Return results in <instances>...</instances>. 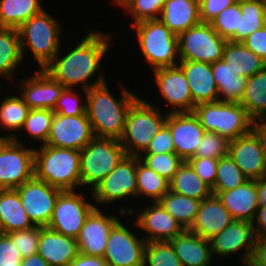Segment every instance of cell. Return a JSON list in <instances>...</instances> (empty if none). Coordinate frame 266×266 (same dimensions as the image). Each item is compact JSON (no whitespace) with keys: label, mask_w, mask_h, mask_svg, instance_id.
I'll list each match as a JSON object with an SVG mask.
<instances>
[{"label":"cell","mask_w":266,"mask_h":266,"mask_svg":"<svg viewBox=\"0 0 266 266\" xmlns=\"http://www.w3.org/2000/svg\"><path fill=\"white\" fill-rule=\"evenodd\" d=\"M182 266H210L213 254L211 243L188 230L169 241Z\"/></svg>","instance_id":"4316f807"},{"label":"cell","mask_w":266,"mask_h":266,"mask_svg":"<svg viewBox=\"0 0 266 266\" xmlns=\"http://www.w3.org/2000/svg\"><path fill=\"white\" fill-rule=\"evenodd\" d=\"M142 153H175L174 142L169 128L164 125L151 139L148 147Z\"/></svg>","instance_id":"816d5d0a"},{"label":"cell","mask_w":266,"mask_h":266,"mask_svg":"<svg viewBox=\"0 0 266 266\" xmlns=\"http://www.w3.org/2000/svg\"><path fill=\"white\" fill-rule=\"evenodd\" d=\"M233 221L234 218L218 196L212 195L201 201L196 218L188 231L210 241Z\"/></svg>","instance_id":"603a6c76"},{"label":"cell","mask_w":266,"mask_h":266,"mask_svg":"<svg viewBox=\"0 0 266 266\" xmlns=\"http://www.w3.org/2000/svg\"><path fill=\"white\" fill-rule=\"evenodd\" d=\"M74 88H65L57 100L54 112L63 116H78L86 113V102L81 104Z\"/></svg>","instance_id":"c3c4849f"},{"label":"cell","mask_w":266,"mask_h":266,"mask_svg":"<svg viewBox=\"0 0 266 266\" xmlns=\"http://www.w3.org/2000/svg\"><path fill=\"white\" fill-rule=\"evenodd\" d=\"M240 16H242L240 4L235 3L221 11L210 22V25L220 37L236 42V30H239Z\"/></svg>","instance_id":"ee69618b"},{"label":"cell","mask_w":266,"mask_h":266,"mask_svg":"<svg viewBox=\"0 0 266 266\" xmlns=\"http://www.w3.org/2000/svg\"><path fill=\"white\" fill-rule=\"evenodd\" d=\"M259 206H266V175L256 179Z\"/></svg>","instance_id":"680465c9"},{"label":"cell","mask_w":266,"mask_h":266,"mask_svg":"<svg viewBox=\"0 0 266 266\" xmlns=\"http://www.w3.org/2000/svg\"><path fill=\"white\" fill-rule=\"evenodd\" d=\"M23 59L18 29L0 27V77L11 80Z\"/></svg>","instance_id":"e575fe53"},{"label":"cell","mask_w":266,"mask_h":266,"mask_svg":"<svg viewBox=\"0 0 266 266\" xmlns=\"http://www.w3.org/2000/svg\"><path fill=\"white\" fill-rule=\"evenodd\" d=\"M146 207L139 212L134 222L148 234L143 236L146 242L171 241L185 231L158 202L152 201V205Z\"/></svg>","instance_id":"7402d4cb"},{"label":"cell","mask_w":266,"mask_h":266,"mask_svg":"<svg viewBox=\"0 0 266 266\" xmlns=\"http://www.w3.org/2000/svg\"><path fill=\"white\" fill-rule=\"evenodd\" d=\"M9 135L7 134L6 136H0V149L3 147V145L9 140Z\"/></svg>","instance_id":"6125c7cd"},{"label":"cell","mask_w":266,"mask_h":266,"mask_svg":"<svg viewBox=\"0 0 266 266\" xmlns=\"http://www.w3.org/2000/svg\"><path fill=\"white\" fill-rule=\"evenodd\" d=\"M256 238L251 222L234 220L210 240L213 257L214 254L229 256L243 249L242 264H245L251 258Z\"/></svg>","instance_id":"d6986e66"},{"label":"cell","mask_w":266,"mask_h":266,"mask_svg":"<svg viewBox=\"0 0 266 266\" xmlns=\"http://www.w3.org/2000/svg\"><path fill=\"white\" fill-rule=\"evenodd\" d=\"M243 266H259L255 264L251 259H249Z\"/></svg>","instance_id":"e7e4bbea"},{"label":"cell","mask_w":266,"mask_h":266,"mask_svg":"<svg viewBox=\"0 0 266 266\" xmlns=\"http://www.w3.org/2000/svg\"><path fill=\"white\" fill-rule=\"evenodd\" d=\"M54 113L48 109H30L22 130H26L33 140L41 141L40 146L45 145L51 131Z\"/></svg>","instance_id":"60d3db41"},{"label":"cell","mask_w":266,"mask_h":266,"mask_svg":"<svg viewBox=\"0 0 266 266\" xmlns=\"http://www.w3.org/2000/svg\"><path fill=\"white\" fill-rule=\"evenodd\" d=\"M34 177L63 191L80 188V151L48 145L34 149Z\"/></svg>","instance_id":"3957f363"},{"label":"cell","mask_w":266,"mask_h":266,"mask_svg":"<svg viewBox=\"0 0 266 266\" xmlns=\"http://www.w3.org/2000/svg\"><path fill=\"white\" fill-rule=\"evenodd\" d=\"M238 75L249 78L266 68V61L242 42L227 41L222 58Z\"/></svg>","instance_id":"f546056e"},{"label":"cell","mask_w":266,"mask_h":266,"mask_svg":"<svg viewBox=\"0 0 266 266\" xmlns=\"http://www.w3.org/2000/svg\"><path fill=\"white\" fill-rule=\"evenodd\" d=\"M235 3L237 4H242V3H246V2H252V1H256V0H234Z\"/></svg>","instance_id":"03108f58"},{"label":"cell","mask_w":266,"mask_h":266,"mask_svg":"<svg viewBox=\"0 0 266 266\" xmlns=\"http://www.w3.org/2000/svg\"><path fill=\"white\" fill-rule=\"evenodd\" d=\"M211 65L218 88L219 101L240 103L245 91L247 78L238 75L223 59Z\"/></svg>","instance_id":"4dcf8cb0"},{"label":"cell","mask_w":266,"mask_h":266,"mask_svg":"<svg viewBox=\"0 0 266 266\" xmlns=\"http://www.w3.org/2000/svg\"><path fill=\"white\" fill-rule=\"evenodd\" d=\"M165 125L171 132L175 153L188 161L195 155L205 133L198 118L193 112L168 113Z\"/></svg>","instance_id":"ac0fdd59"},{"label":"cell","mask_w":266,"mask_h":266,"mask_svg":"<svg viewBox=\"0 0 266 266\" xmlns=\"http://www.w3.org/2000/svg\"><path fill=\"white\" fill-rule=\"evenodd\" d=\"M234 4V0H199L200 21L210 23L221 11Z\"/></svg>","instance_id":"f5cc1de1"},{"label":"cell","mask_w":266,"mask_h":266,"mask_svg":"<svg viewBox=\"0 0 266 266\" xmlns=\"http://www.w3.org/2000/svg\"><path fill=\"white\" fill-rule=\"evenodd\" d=\"M229 140L219 135L216 132H206L204 133L200 144L192 158H213L220 159L228 155L229 151Z\"/></svg>","instance_id":"f6af8a7d"},{"label":"cell","mask_w":266,"mask_h":266,"mask_svg":"<svg viewBox=\"0 0 266 266\" xmlns=\"http://www.w3.org/2000/svg\"><path fill=\"white\" fill-rule=\"evenodd\" d=\"M118 139L94 137L80 151L81 183L93 190L126 156Z\"/></svg>","instance_id":"ba28073f"},{"label":"cell","mask_w":266,"mask_h":266,"mask_svg":"<svg viewBox=\"0 0 266 266\" xmlns=\"http://www.w3.org/2000/svg\"><path fill=\"white\" fill-rule=\"evenodd\" d=\"M147 242L119 221L111 230L103 258L108 266H144Z\"/></svg>","instance_id":"5bb4252c"},{"label":"cell","mask_w":266,"mask_h":266,"mask_svg":"<svg viewBox=\"0 0 266 266\" xmlns=\"http://www.w3.org/2000/svg\"><path fill=\"white\" fill-rule=\"evenodd\" d=\"M111 38L109 34L100 31H91L77 46L65 53V55L54 57V59L43 69L53 79L59 81L65 88H72L82 84L83 91L91 87L105 83L101 73L93 83L89 79L100 69V64L105 57Z\"/></svg>","instance_id":"6da1fadb"},{"label":"cell","mask_w":266,"mask_h":266,"mask_svg":"<svg viewBox=\"0 0 266 266\" xmlns=\"http://www.w3.org/2000/svg\"><path fill=\"white\" fill-rule=\"evenodd\" d=\"M228 154L248 179L266 175V155L260 134L253 129L229 142Z\"/></svg>","instance_id":"2e32d148"},{"label":"cell","mask_w":266,"mask_h":266,"mask_svg":"<svg viewBox=\"0 0 266 266\" xmlns=\"http://www.w3.org/2000/svg\"><path fill=\"white\" fill-rule=\"evenodd\" d=\"M217 196L234 220L254 221L259 207L255 179H248L242 185L220 192Z\"/></svg>","instance_id":"484cf974"},{"label":"cell","mask_w":266,"mask_h":266,"mask_svg":"<svg viewBox=\"0 0 266 266\" xmlns=\"http://www.w3.org/2000/svg\"><path fill=\"white\" fill-rule=\"evenodd\" d=\"M153 72L161 95L173 106L168 113L193 112L196 105L183 70L177 65L155 69Z\"/></svg>","instance_id":"e0dca14e"},{"label":"cell","mask_w":266,"mask_h":266,"mask_svg":"<svg viewBox=\"0 0 266 266\" xmlns=\"http://www.w3.org/2000/svg\"><path fill=\"white\" fill-rule=\"evenodd\" d=\"M35 226L15 189H0V232L11 233Z\"/></svg>","instance_id":"f1b7e54d"},{"label":"cell","mask_w":266,"mask_h":266,"mask_svg":"<svg viewBox=\"0 0 266 266\" xmlns=\"http://www.w3.org/2000/svg\"><path fill=\"white\" fill-rule=\"evenodd\" d=\"M240 104L255 122L266 117V68L247 78Z\"/></svg>","instance_id":"d6a6232c"},{"label":"cell","mask_w":266,"mask_h":266,"mask_svg":"<svg viewBox=\"0 0 266 266\" xmlns=\"http://www.w3.org/2000/svg\"><path fill=\"white\" fill-rule=\"evenodd\" d=\"M131 27L136 30L143 56L153 70L179 64L176 62L179 57L178 36L159 19L145 20Z\"/></svg>","instance_id":"52a82bcc"},{"label":"cell","mask_w":266,"mask_h":266,"mask_svg":"<svg viewBox=\"0 0 266 266\" xmlns=\"http://www.w3.org/2000/svg\"><path fill=\"white\" fill-rule=\"evenodd\" d=\"M178 66L185 74L195 105L219 101L218 88L210 63L179 61Z\"/></svg>","instance_id":"d4e9b609"},{"label":"cell","mask_w":266,"mask_h":266,"mask_svg":"<svg viewBox=\"0 0 266 266\" xmlns=\"http://www.w3.org/2000/svg\"><path fill=\"white\" fill-rule=\"evenodd\" d=\"M37 253L50 266H67L79 254L78 243L75 238L40 226Z\"/></svg>","instance_id":"cb8c5ba5"},{"label":"cell","mask_w":266,"mask_h":266,"mask_svg":"<svg viewBox=\"0 0 266 266\" xmlns=\"http://www.w3.org/2000/svg\"><path fill=\"white\" fill-rule=\"evenodd\" d=\"M137 156L126 155L93 190L97 204L112 203L128 196H137Z\"/></svg>","instance_id":"4fadbf2b"},{"label":"cell","mask_w":266,"mask_h":266,"mask_svg":"<svg viewBox=\"0 0 266 266\" xmlns=\"http://www.w3.org/2000/svg\"><path fill=\"white\" fill-rule=\"evenodd\" d=\"M137 196L146 195L158 202L168 191L169 181L144 165L137 156Z\"/></svg>","instance_id":"8d00e7d4"},{"label":"cell","mask_w":266,"mask_h":266,"mask_svg":"<svg viewBox=\"0 0 266 266\" xmlns=\"http://www.w3.org/2000/svg\"><path fill=\"white\" fill-rule=\"evenodd\" d=\"M193 113L206 132H216L229 141L248 134L256 123L240 103H201L194 107Z\"/></svg>","instance_id":"277c9868"},{"label":"cell","mask_w":266,"mask_h":266,"mask_svg":"<svg viewBox=\"0 0 266 266\" xmlns=\"http://www.w3.org/2000/svg\"><path fill=\"white\" fill-rule=\"evenodd\" d=\"M254 129L260 134L262 138L266 155V125L262 121H258L255 123Z\"/></svg>","instance_id":"94428289"},{"label":"cell","mask_w":266,"mask_h":266,"mask_svg":"<svg viewBox=\"0 0 266 266\" xmlns=\"http://www.w3.org/2000/svg\"><path fill=\"white\" fill-rule=\"evenodd\" d=\"M119 221L115 215H106L96 207L76 238L79 253L103 257L110 232Z\"/></svg>","instance_id":"ffe728a7"},{"label":"cell","mask_w":266,"mask_h":266,"mask_svg":"<svg viewBox=\"0 0 266 266\" xmlns=\"http://www.w3.org/2000/svg\"><path fill=\"white\" fill-rule=\"evenodd\" d=\"M127 1H129V0H113V2L115 3V4H117L118 6H123Z\"/></svg>","instance_id":"be15d7a7"},{"label":"cell","mask_w":266,"mask_h":266,"mask_svg":"<svg viewBox=\"0 0 266 266\" xmlns=\"http://www.w3.org/2000/svg\"><path fill=\"white\" fill-rule=\"evenodd\" d=\"M248 178L243 174L235 161L226 155L218 160L216 170V180L212 188L213 195H218L223 191H230L242 185Z\"/></svg>","instance_id":"ab89813d"},{"label":"cell","mask_w":266,"mask_h":266,"mask_svg":"<svg viewBox=\"0 0 266 266\" xmlns=\"http://www.w3.org/2000/svg\"><path fill=\"white\" fill-rule=\"evenodd\" d=\"M0 149V189H16L34 177V148L25 147L16 134Z\"/></svg>","instance_id":"30bf717a"},{"label":"cell","mask_w":266,"mask_h":266,"mask_svg":"<svg viewBox=\"0 0 266 266\" xmlns=\"http://www.w3.org/2000/svg\"><path fill=\"white\" fill-rule=\"evenodd\" d=\"M138 157L144 165L154 170L168 181L174 177L178 168L184 162L176 153H141Z\"/></svg>","instance_id":"7bdbcfd3"},{"label":"cell","mask_w":266,"mask_h":266,"mask_svg":"<svg viewBox=\"0 0 266 266\" xmlns=\"http://www.w3.org/2000/svg\"><path fill=\"white\" fill-rule=\"evenodd\" d=\"M256 237H266V206H259L252 222Z\"/></svg>","instance_id":"6f0895ef"},{"label":"cell","mask_w":266,"mask_h":266,"mask_svg":"<svg viewBox=\"0 0 266 266\" xmlns=\"http://www.w3.org/2000/svg\"><path fill=\"white\" fill-rule=\"evenodd\" d=\"M21 266H50L38 253L22 259Z\"/></svg>","instance_id":"91938a15"},{"label":"cell","mask_w":266,"mask_h":266,"mask_svg":"<svg viewBox=\"0 0 266 266\" xmlns=\"http://www.w3.org/2000/svg\"><path fill=\"white\" fill-rule=\"evenodd\" d=\"M166 0H129L122 7L133 16L130 25L152 19H159Z\"/></svg>","instance_id":"bcb514c9"},{"label":"cell","mask_w":266,"mask_h":266,"mask_svg":"<svg viewBox=\"0 0 266 266\" xmlns=\"http://www.w3.org/2000/svg\"><path fill=\"white\" fill-rule=\"evenodd\" d=\"M227 41L219 36L210 23L200 22L178 35L177 61L215 63L223 58Z\"/></svg>","instance_id":"9c48e42d"},{"label":"cell","mask_w":266,"mask_h":266,"mask_svg":"<svg viewBox=\"0 0 266 266\" xmlns=\"http://www.w3.org/2000/svg\"><path fill=\"white\" fill-rule=\"evenodd\" d=\"M159 20L177 36L199 24V0H166Z\"/></svg>","instance_id":"83f0119b"},{"label":"cell","mask_w":266,"mask_h":266,"mask_svg":"<svg viewBox=\"0 0 266 266\" xmlns=\"http://www.w3.org/2000/svg\"><path fill=\"white\" fill-rule=\"evenodd\" d=\"M22 259L12 238L0 232V266H21Z\"/></svg>","instance_id":"f907efd6"},{"label":"cell","mask_w":266,"mask_h":266,"mask_svg":"<svg viewBox=\"0 0 266 266\" xmlns=\"http://www.w3.org/2000/svg\"><path fill=\"white\" fill-rule=\"evenodd\" d=\"M7 234L12 238L13 244L16 245L22 258L37 254L40 226L35 225L28 229Z\"/></svg>","instance_id":"7dc6e473"},{"label":"cell","mask_w":266,"mask_h":266,"mask_svg":"<svg viewBox=\"0 0 266 266\" xmlns=\"http://www.w3.org/2000/svg\"><path fill=\"white\" fill-rule=\"evenodd\" d=\"M30 108L22 96H9L2 99L0 104V125L8 132L22 130Z\"/></svg>","instance_id":"f35d334b"},{"label":"cell","mask_w":266,"mask_h":266,"mask_svg":"<svg viewBox=\"0 0 266 266\" xmlns=\"http://www.w3.org/2000/svg\"><path fill=\"white\" fill-rule=\"evenodd\" d=\"M259 266H266V237H257L250 258Z\"/></svg>","instance_id":"9f6ffc18"},{"label":"cell","mask_w":266,"mask_h":266,"mask_svg":"<svg viewBox=\"0 0 266 266\" xmlns=\"http://www.w3.org/2000/svg\"><path fill=\"white\" fill-rule=\"evenodd\" d=\"M158 203L188 230L196 218L201 201L169 190Z\"/></svg>","instance_id":"d590c367"},{"label":"cell","mask_w":266,"mask_h":266,"mask_svg":"<svg viewBox=\"0 0 266 266\" xmlns=\"http://www.w3.org/2000/svg\"><path fill=\"white\" fill-rule=\"evenodd\" d=\"M144 266H182L169 241L147 242Z\"/></svg>","instance_id":"b9f144b4"},{"label":"cell","mask_w":266,"mask_h":266,"mask_svg":"<svg viewBox=\"0 0 266 266\" xmlns=\"http://www.w3.org/2000/svg\"><path fill=\"white\" fill-rule=\"evenodd\" d=\"M31 222L48 226L59 194L63 191L35 177L15 189Z\"/></svg>","instance_id":"7c38bea8"},{"label":"cell","mask_w":266,"mask_h":266,"mask_svg":"<svg viewBox=\"0 0 266 266\" xmlns=\"http://www.w3.org/2000/svg\"><path fill=\"white\" fill-rule=\"evenodd\" d=\"M67 266H108L103 257L79 253Z\"/></svg>","instance_id":"11a10c76"},{"label":"cell","mask_w":266,"mask_h":266,"mask_svg":"<svg viewBox=\"0 0 266 266\" xmlns=\"http://www.w3.org/2000/svg\"><path fill=\"white\" fill-rule=\"evenodd\" d=\"M94 137L87 113L78 116L54 113L51 131L45 145L81 151Z\"/></svg>","instance_id":"9a60e30c"},{"label":"cell","mask_w":266,"mask_h":266,"mask_svg":"<svg viewBox=\"0 0 266 266\" xmlns=\"http://www.w3.org/2000/svg\"><path fill=\"white\" fill-rule=\"evenodd\" d=\"M196 174L211 188L214 187L216 180V170L218 165V159L213 158H190L187 161Z\"/></svg>","instance_id":"681fc988"},{"label":"cell","mask_w":266,"mask_h":266,"mask_svg":"<svg viewBox=\"0 0 266 266\" xmlns=\"http://www.w3.org/2000/svg\"><path fill=\"white\" fill-rule=\"evenodd\" d=\"M261 121L266 125V117Z\"/></svg>","instance_id":"003e7915"},{"label":"cell","mask_w":266,"mask_h":266,"mask_svg":"<svg viewBox=\"0 0 266 266\" xmlns=\"http://www.w3.org/2000/svg\"><path fill=\"white\" fill-rule=\"evenodd\" d=\"M19 84L22 89V98L30 109L54 110L57 100L65 87L53 79L45 70L38 69Z\"/></svg>","instance_id":"44dd1931"},{"label":"cell","mask_w":266,"mask_h":266,"mask_svg":"<svg viewBox=\"0 0 266 266\" xmlns=\"http://www.w3.org/2000/svg\"><path fill=\"white\" fill-rule=\"evenodd\" d=\"M163 115L157 105L141 98L131 106L119 139L127 155L139 156L148 147L153 136L166 123L168 113Z\"/></svg>","instance_id":"8992f818"},{"label":"cell","mask_w":266,"mask_h":266,"mask_svg":"<svg viewBox=\"0 0 266 266\" xmlns=\"http://www.w3.org/2000/svg\"><path fill=\"white\" fill-rule=\"evenodd\" d=\"M242 43L253 53L266 61V25L254 31Z\"/></svg>","instance_id":"db71d44e"},{"label":"cell","mask_w":266,"mask_h":266,"mask_svg":"<svg viewBox=\"0 0 266 266\" xmlns=\"http://www.w3.org/2000/svg\"><path fill=\"white\" fill-rule=\"evenodd\" d=\"M239 30H236V42H242L250 34L266 25V0H256L240 4Z\"/></svg>","instance_id":"74e56055"},{"label":"cell","mask_w":266,"mask_h":266,"mask_svg":"<svg viewBox=\"0 0 266 266\" xmlns=\"http://www.w3.org/2000/svg\"><path fill=\"white\" fill-rule=\"evenodd\" d=\"M61 26L45 9L32 16L19 28L20 48L22 57L30 47L34 58L44 69L61 50Z\"/></svg>","instance_id":"5b68a950"},{"label":"cell","mask_w":266,"mask_h":266,"mask_svg":"<svg viewBox=\"0 0 266 266\" xmlns=\"http://www.w3.org/2000/svg\"><path fill=\"white\" fill-rule=\"evenodd\" d=\"M85 199L76 190L62 191L47 227L76 239L87 217L97 207Z\"/></svg>","instance_id":"8fae6325"},{"label":"cell","mask_w":266,"mask_h":266,"mask_svg":"<svg viewBox=\"0 0 266 266\" xmlns=\"http://www.w3.org/2000/svg\"><path fill=\"white\" fill-rule=\"evenodd\" d=\"M40 0H0V27L18 29L44 10Z\"/></svg>","instance_id":"836d02e7"},{"label":"cell","mask_w":266,"mask_h":266,"mask_svg":"<svg viewBox=\"0 0 266 266\" xmlns=\"http://www.w3.org/2000/svg\"><path fill=\"white\" fill-rule=\"evenodd\" d=\"M121 91V98L116 100L106 83L85 90L86 113L95 137H122L128 112L139 97L124 87Z\"/></svg>","instance_id":"7a4b0ae2"},{"label":"cell","mask_w":266,"mask_h":266,"mask_svg":"<svg viewBox=\"0 0 266 266\" xmlns=\"http://www.w3.org/2000/svg\"><path fill=\"white\" fill-rule=\"evenodd\" d=\"M169 190L199 201L213 195L212 188L196 174L187 161L183 162L174 177L169 181Z\"/></svg>","instance_id":"1f68e13d"}]
</instances>
